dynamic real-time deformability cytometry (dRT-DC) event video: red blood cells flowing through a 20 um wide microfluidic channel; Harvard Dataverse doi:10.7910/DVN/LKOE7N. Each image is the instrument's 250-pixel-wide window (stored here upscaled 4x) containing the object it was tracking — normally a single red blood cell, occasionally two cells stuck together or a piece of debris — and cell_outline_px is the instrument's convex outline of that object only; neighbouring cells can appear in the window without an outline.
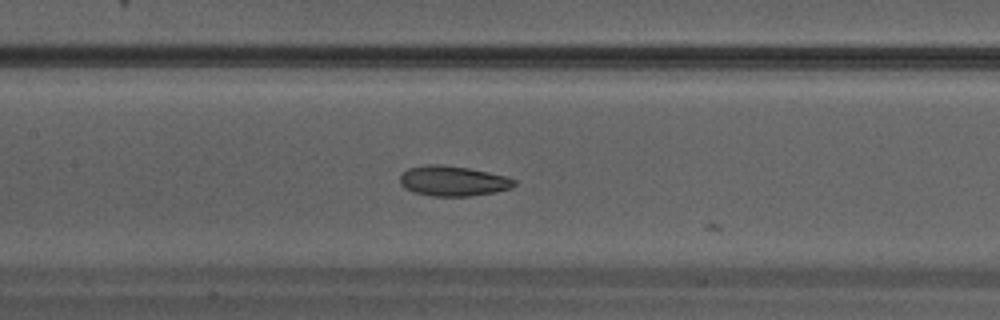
{"species": "Egyptian fruit bat (a non-hibernating species)", "species_latin": "Rousettus aegyptiacus", "temperature_condition": "warm", "stored_images_in_passage": 10, "camera_frame_rate_fps": 3000, "um_per_image_px": 0.085, "animal": {"sex": "male"}, "frame": {"image": 1, "passage_image": 8, "time_ms": 2.333, "image_size_px": [1000, 320], "cell_outline_px": [[516, 184], [512, 188], [496, 192], [468, 196], [432, 196], [412, 192], [404, 188], [400, 184], [400, 176], [408, 168], [428, 164], [440, 164], [468, 168], [508, 176], [516, 180]], "centroid_in_image_um": [38.52, 15.38], "position_along_channel_um": 168.9, "area_um2": 20.23}}